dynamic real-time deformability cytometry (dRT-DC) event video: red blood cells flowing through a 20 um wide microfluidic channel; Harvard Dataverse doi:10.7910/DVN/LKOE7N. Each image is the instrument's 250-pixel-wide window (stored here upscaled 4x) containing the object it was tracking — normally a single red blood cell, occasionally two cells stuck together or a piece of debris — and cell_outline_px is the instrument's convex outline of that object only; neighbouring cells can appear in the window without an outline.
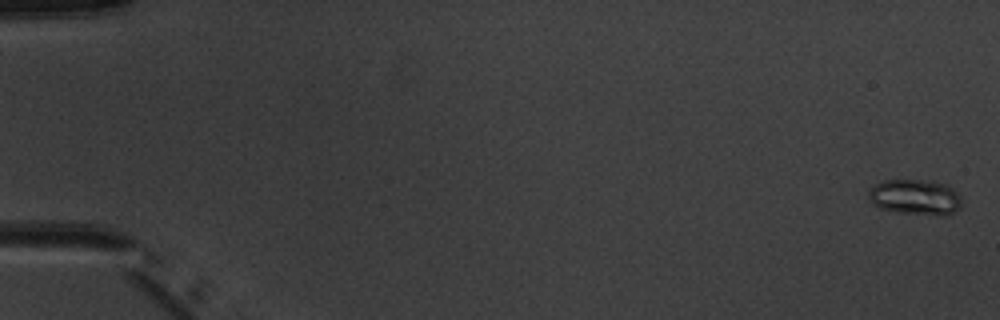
{"species": "common noctule bat (a hibernating species)", "species_latin": "Nyctalus noctula", "temperature_condition": "warm", "stored_images_in_passage": 5, "camera_frame_rate_fps": 3000, "um_per_image_px": 0.085, "animal": {"sex": "male", "body_mass_g": 20.1, "forearm_length_mm": 53.5}, "frame": {"image": 1, "passage_image": 1, "time_ms": 0.0, "image_size_px": [1000, 320], "cell_outline_px": [[960, 208], [956, 212], [948, 216], [936, 216], [896, 212], [880, 208], [872, 204], [868, 200], [868, 192], [876, 184], [884, 180], [932, 180], [948, 184], [960, 196]], "centroid_in_image_um": [77.82, 16.77], "position_along_channel_um": 7.2, "area_um2": 19.71}}